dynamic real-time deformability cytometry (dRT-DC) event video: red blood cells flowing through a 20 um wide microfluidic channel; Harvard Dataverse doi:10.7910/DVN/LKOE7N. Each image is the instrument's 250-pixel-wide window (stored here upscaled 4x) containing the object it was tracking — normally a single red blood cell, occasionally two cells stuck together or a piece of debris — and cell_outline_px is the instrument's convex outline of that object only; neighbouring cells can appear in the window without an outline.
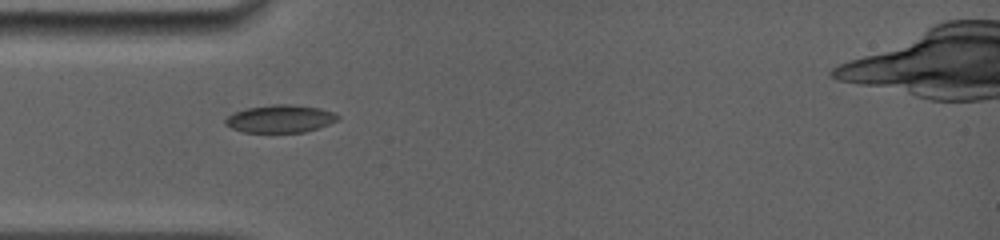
{"species": "common noctule bat (a hibernating species)", "species_latin": "Nyctalus noctula", "temperature_condition": "room temperature", "stored_images_in_passage": 57, "camera_frame_rate_fps": 5000, "um_per_image_px": 0.085, "animal": {"sex": "female", "body_mass_g": 19.0, "forearm_length_mm": 56.7}, "frame": {"image": 1, "passage_image": 4, "time_ms": 1.6, "image_size_px": [1000, 240], "cell_outline_px": [[340, 120], [304, 132], [244, 132], [232, 128], [224, 124], [224, 120], [232, 112], [248, 108], [272, 104], [292, 104], [320, 108], [332, 112], [340, 116]], "centroid_in_image_um": [23.81, 10.08], "position_along_channel_um": 61.2, "area_um2": 18.15}}
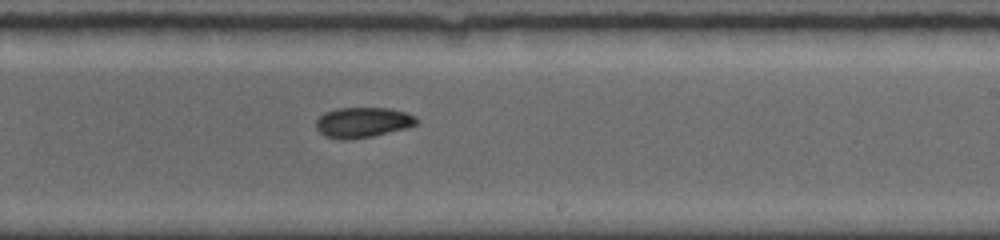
{"frame": {"image": 2, "passage_image": 27, "time_ms": 6.6, "image_size_px": [1000, 240], "cell_outline_px": [[420, 120], [416, 124], [408, 128], [372, 136], [344, 140], [340, 140], [324, 136], [316, 128], [316, 120], [324, 112], [336, 108], [388, 108], [408, 112], [416, 116]], "centroid_in_image_um": [30.85, 10.4], "position_along_channel_um": 258.1, "area_um2": 17.98}}
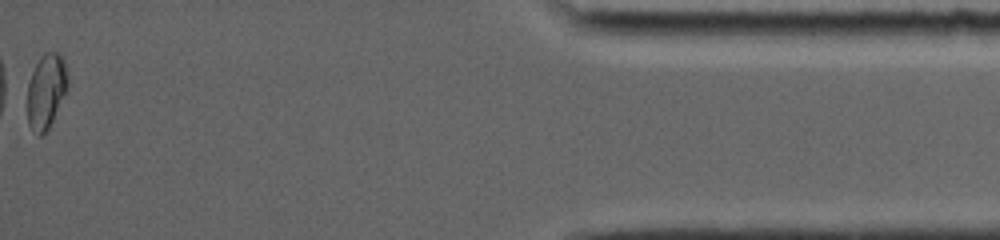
{"frame": {"image": 3, "passage_image": 57, "time_ms": 12.8, "image_size_px": [1000, 240], "cell_outline_px": [[68, 88], [48, 128], [40, 136], [36, 136], [28, 124], [28, 84], [32, 72], [40, 56], [44, 52], [60, 52], [64, 56], [68, 80]], "centroid_in_image_um": [3.94, 7.7], "position_along_channel_um": 431.3, "area_um2": 17.63}}